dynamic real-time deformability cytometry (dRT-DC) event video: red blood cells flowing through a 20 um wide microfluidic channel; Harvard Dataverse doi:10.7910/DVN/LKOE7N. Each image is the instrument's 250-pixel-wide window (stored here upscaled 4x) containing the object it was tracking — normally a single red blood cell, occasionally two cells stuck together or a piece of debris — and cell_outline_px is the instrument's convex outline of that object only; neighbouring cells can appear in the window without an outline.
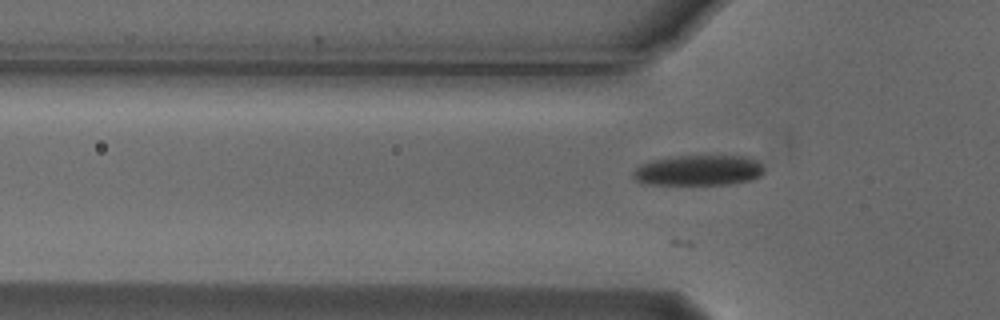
{"species": "Egyptian fruit bat (a non-hibernating species)", "species_latin": "Rousettus aegyptiacus", "temperature_condition": "cold", "stored_images_in_passage": 16, "camera_frame_rate_fps": 3000, "um_per_image_px": 0.085, "animal": {"sex": "male"}, "frame": {"image": 1, "passage_image": 5, "time_ms": 1.333, "image_size_px": [1000, 320], "cell_outline_px": [[764, 172], [760, 176], [752, 180], [728, 184], [640, 184], [632, 176], [632, 172], [640, 164], [652, 160], [676, 156], [748, 156], [756, 160], [764, 168]], "centroid_in_image_um": [59.36, 14.48], "position_along_channel_um": 66.4, "area_um2": 23.35}}
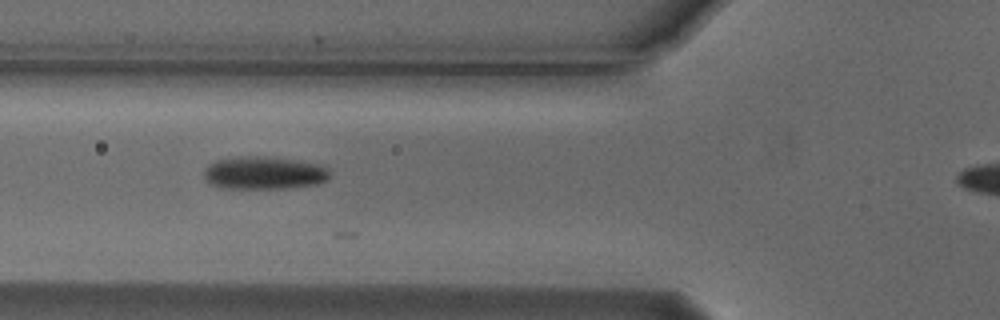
{"frame": {"image": 2, "passage_image": 8, "time_ms": 2.333, "image_size_px": [1000, 320], "cell_outline_px": [[328, 176], [324, 180], [316, 184], [284, 188], [224, 188], [212, 184], [204, 180], [204, 168], [208, 164], [216, 160], [240, 156], [256, 156], [292, 160], [316, 164], [324, 168], [328, 172]], "centroid_in_image_um": [22.33, 14.7], "position_along_channel_um": 103.5, "area_um2": 23.52}}
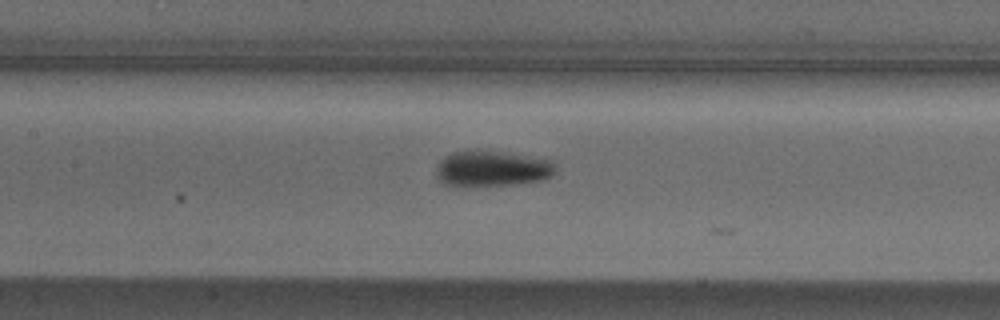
{"frame": {"image": 3, "passage_image": 13, "time_ms": 4.0, "image_size_px": [1000, 320], "cell_outline_px": [[556, 172], [552, 176], [544, 180], [516, 184], [464, 188], [452, 188], [444, 184], [436, 176], [436, 168], [440, 160], [444, 156], [452, 152], [476, 148], [552, 160], [556, 164]], "centroid_in_image_um": [41.77, 14.35], "position_along_channel_um": 165.6, "area_um2": 26.01}}